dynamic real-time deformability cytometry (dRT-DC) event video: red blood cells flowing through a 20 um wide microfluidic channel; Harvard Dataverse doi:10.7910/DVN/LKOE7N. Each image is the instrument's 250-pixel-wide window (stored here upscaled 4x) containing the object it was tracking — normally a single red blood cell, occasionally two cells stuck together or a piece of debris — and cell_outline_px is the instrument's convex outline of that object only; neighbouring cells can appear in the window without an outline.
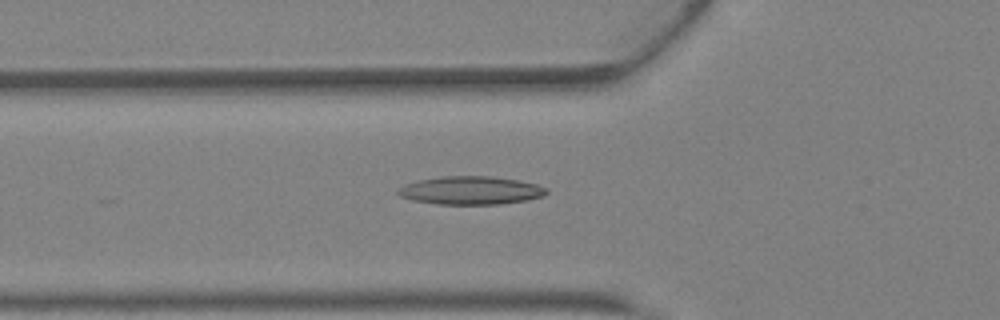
{"species": "Egyptian fruit bat (a non-hibernating species)", "species_latin": "Rousettus aegyptiacus", "temperature_condition": "warm", "stored_images_in_passage": 38, "camera_frame_rate_fps": 3000, "um_per_image_px": 0.085, "animal": {"sex": "female"}, "frame": {"image": 1, "passage_image": 17, "time_ms": 5.333, "image_size_px": [1000, 320], "cell_outline_px": [[548, 192], [540, 196], [528, 200], [500, 204], [436, 204], [416, 200], [400, 196], [396, 192], [404, 184], [420, 180], [440, 176], [488, 176], [516, 180], [536, 184], [548, 188]], "centroid_in_image_um": [40.02, 16.18], "position_along_channel_um": 85.8, "area_um2": 24.16}}
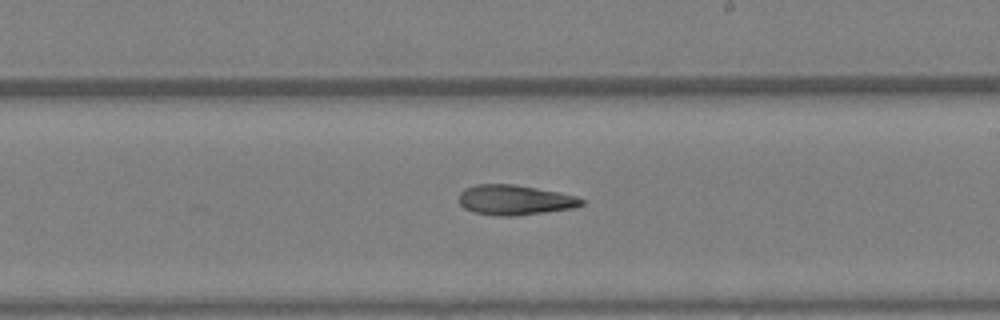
{"frame": {"image": 2, "passage_image": 27, "time_ms": 8.667, "image_size_px": [1000, 320], "cell_outline_px": [[584, 204], [576, 208], [516, 216], [496, 216], [472, 212], [464, 208], [460, 204], [460, 192], [464, 188], [476, 184], [512, 184], [560, 192], [576, 196], [584, 200]], "centroid_in_image_um": [43.77, 17.0], "position_along_channel_um": 245.2, "area_um2": 21.68}}
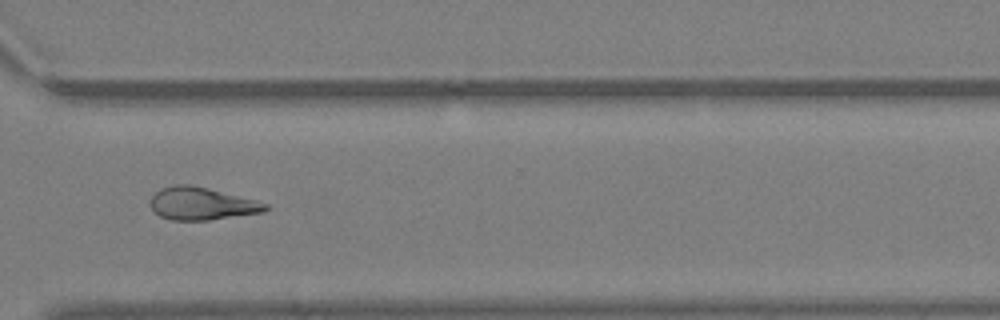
{"frame": {"image": 3, "passage_image": 34, "time_ms": 11.0, "image_size_px": [1000, 320], "cell_outline_px": [[268, 208], [264, 212], [208, 220], [172, 220], [160, 216], [152, 208], [152, 196], [160, 188], [176, 184], [188, 184], [208, 188], [256, 200], [268, 204]], "centroid_in_image_um": [17.16, 17.3], "position_along_channel_um": 353.4, "area_um2": 21.62}, "authors_computed_cell_mechanics": {"area_um2": 22.6576, "velocity_mm_per_s": 4.7171, "shape_relaxation_time_tau1_ms": null, "shape_relaxation_time_tau2_ms": 10.9725, "deformation_change_tau1": null, "deformation_change_tau2": 0.2988}}